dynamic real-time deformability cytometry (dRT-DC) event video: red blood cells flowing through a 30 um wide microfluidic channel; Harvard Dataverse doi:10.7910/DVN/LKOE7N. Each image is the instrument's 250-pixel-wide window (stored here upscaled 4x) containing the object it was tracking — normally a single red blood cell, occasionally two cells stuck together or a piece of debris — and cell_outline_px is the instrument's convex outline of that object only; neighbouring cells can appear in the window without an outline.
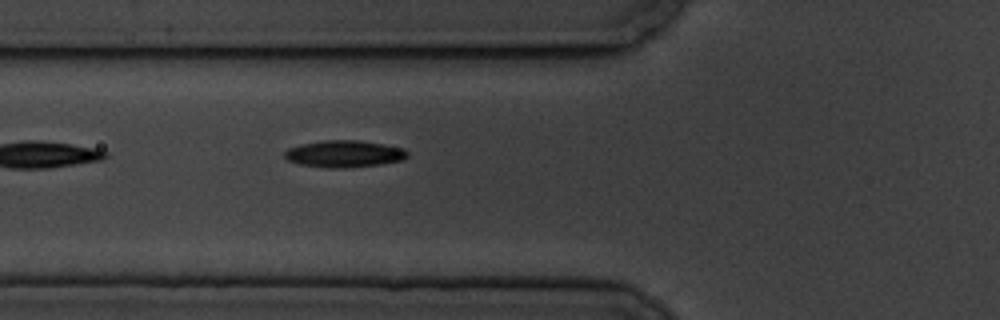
{"species": "common noctule bat (a hibernating species)", "species_latin": "Nyctalus noctula", "temperature_condition": "cold", "stored_images_in_passage": 2, "camera_frame_rate_fps": 3000, "um_per_image_px": 0.085, "animal": {"sex": "male", "body_mass_g": 19.5, "forearm_length_mm": 54.6}, "frame": {"image": 1, "passage_image": 2, "time_ms": 1.333, "image_size_px": [1000, 320], "cell_outline_px": [[408, 156], [404, 160], [380, 164], [344, 168], [324, 168], [300, 164], [288, 160], [284, 156], [284, 152], [288, 148], [300, 144], [324, 140], [360, 140], [384, 144], [404, 148], [408, 152]], "centroid_in_image_um": [29.27, 13.07], "position_along_channel_um": 96.5, "area_um2": 19.42}}